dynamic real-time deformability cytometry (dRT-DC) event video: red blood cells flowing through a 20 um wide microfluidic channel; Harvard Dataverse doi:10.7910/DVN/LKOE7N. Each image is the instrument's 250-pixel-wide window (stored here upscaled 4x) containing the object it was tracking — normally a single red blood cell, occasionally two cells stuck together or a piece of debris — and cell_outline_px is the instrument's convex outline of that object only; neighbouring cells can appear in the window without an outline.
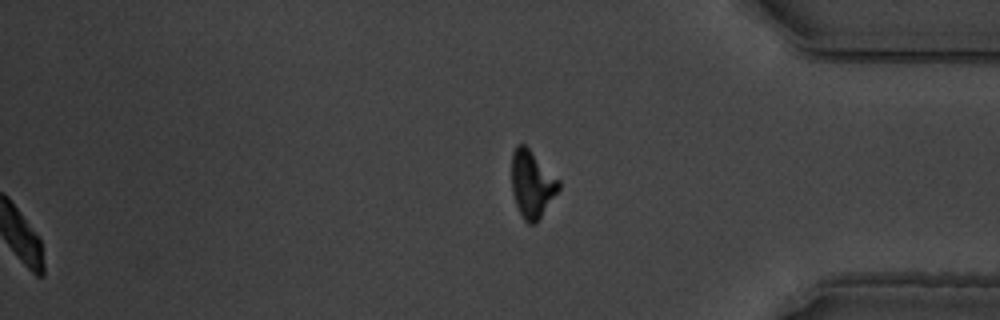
{"species": "common noctule bat (a hibernating species)", "species_latin": "Nyctalus noctula", "temperature_condition": "warm", "stored_images_in_passage": 50, "segment_of_instrument_passage": [2, 2], "camera_frame_rate_fps": 3000, "um_per_image_px": 0.085, "animal": {"sex": "male", "body_mass_g": 19.5, "forearm_length_mm": 54.6}, "frame": {"image": 1, "passage_image": 50, "time_ms": 16.333, "image_size_px": [1000, 320], "cell_outline_px": [[560, 188], [536, 224], [528, 224], [524, 220], [516, 204], [512, 192], [512, 152], [516, 144], [524, 144], [560, 180]], "centroid_in_image_um": [45.21, 15.65], "position_along_channel_um": 390.0, "area_um2": 18.32}}